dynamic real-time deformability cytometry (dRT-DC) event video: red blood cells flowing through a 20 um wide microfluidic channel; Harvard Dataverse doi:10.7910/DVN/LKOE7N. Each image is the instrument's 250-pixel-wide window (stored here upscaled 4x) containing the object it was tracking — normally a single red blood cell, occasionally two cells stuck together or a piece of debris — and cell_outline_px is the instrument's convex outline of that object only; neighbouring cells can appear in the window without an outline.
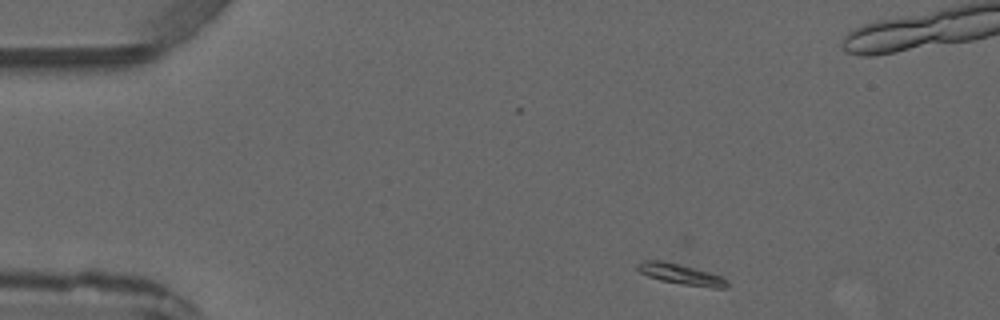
{"species": "common noctule bat (a hibernating species)", "species_latin": "Nyctalus noctula", "temperature_condition": "warm", "stored_images_in_passage": 3, "camera_frame_rate_fps": 3000, "um_per_image_px": 0.085, "animal": {"sex": "male", "forearm_length_mm": 52.5}, "frame": {"image": 1, "passage_image": 1, "time_ms": 0.0, "image_size_px": [1000, 320], "cell_outline_px": [[728, 288], [712, 288], [684, 284], [660, 280], [648, 276], [640, 272], [636, 268], [636, 264], [644, 260], [660, 260], [708, 272], [720, 276], [728, 280]], "centroid_in_image_um": [57.86, 23.32], "position_along_channel_um": 27.1, "area_um2": 10.52}}